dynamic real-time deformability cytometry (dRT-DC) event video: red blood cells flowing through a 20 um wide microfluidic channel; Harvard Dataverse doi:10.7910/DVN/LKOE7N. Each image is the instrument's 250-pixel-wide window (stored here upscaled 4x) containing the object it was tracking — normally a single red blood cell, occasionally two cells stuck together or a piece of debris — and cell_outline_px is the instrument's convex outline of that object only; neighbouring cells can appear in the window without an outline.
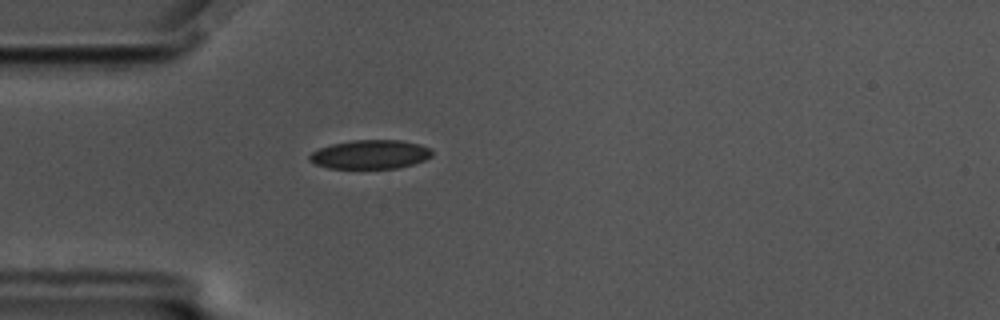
{"species": "common noctule bat (a hibernating species)", "species_latin": "Nyctalus noctula", "temperature_condition": "cold", "stored_images_in_passage": 57, "camera_frame_rate_fps": 3000, "um_per_image_px": 0.085, "animal": {"sex": "male", "body_mass_g": 17.5, "forearm_length_mm": 52.3}, "frame": {"image": 1, "passage_image": 16, "time_ms": 5.0, "image_size_px": [1000, 320], "cell_outline_px": [[432, 156], [424, 160], [412, 164], [396, 168], [328, 168], [316, 164], [308, 160], [308, 156], [312, 152], [320, 148], [332, 144], [352, 140], [400, 140], [420, 144], [432, 148]], "centroid_in_image_um": [31.48, 13.12], "position_along_channel_um": 53.5, "area_um2": 20.63}}
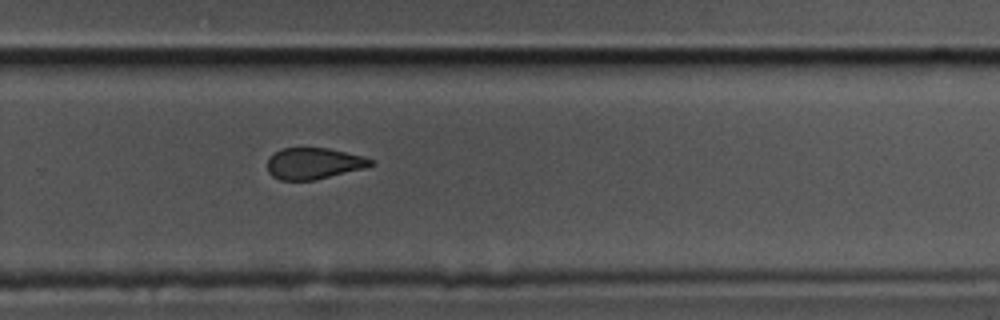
{"frame": {"image": 2, "passage_image": 38, "time_ms": 12.333, "image_size_px": [1000, 320], "cell_outline_px": [[376, 164], [364, 168], [316, 180], [280, 180], [272, 176], [268, 172], [268, 156], [280, 148], [328, 148], [364, 156], [376, 160]], "centroid_in_image_um": [26.69, 13.89], "position_along_channel_um": 303.1, "area_um2": 19.13}}
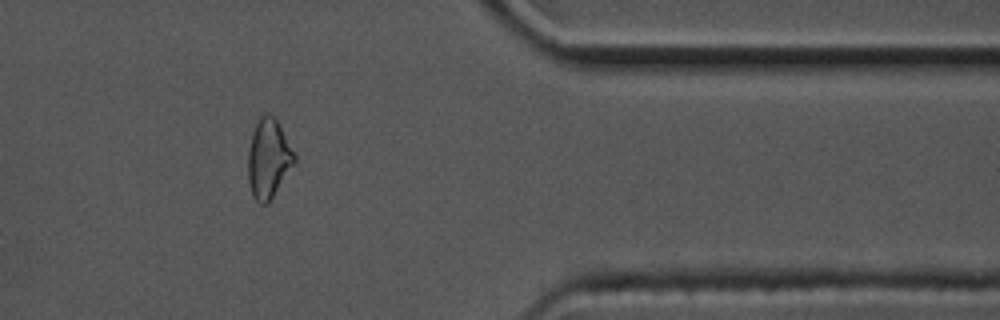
{"frame": {"image": 3, "passage_image": 47, "time_ms": 15.333, "image_size_px": [1000, 320], "cell_outline_px": [[296, 160], [268, 204], [260, 204], [252, 196], [248, 180], [248, 152], [252, 132], [260, 116], [264, 112], [268, 112], [276, 116], [296, 156]], "centroid_in_image_um": [22.81, 13.44], "position_along_channel_um": 388.6, "area_um2": 21.56}, "authors_computed_cell_mechanics": {"area_um2": 20.8658, "velocity_mm_per_s": 3.4993, "shape_relaxation_time_tau1_ms": 4.0602, "shape_relaxation_time_tau2_ms": 8.273, "deformation_change_tau1": 0.0977, "deformation_change_tau2": 0.1291}}